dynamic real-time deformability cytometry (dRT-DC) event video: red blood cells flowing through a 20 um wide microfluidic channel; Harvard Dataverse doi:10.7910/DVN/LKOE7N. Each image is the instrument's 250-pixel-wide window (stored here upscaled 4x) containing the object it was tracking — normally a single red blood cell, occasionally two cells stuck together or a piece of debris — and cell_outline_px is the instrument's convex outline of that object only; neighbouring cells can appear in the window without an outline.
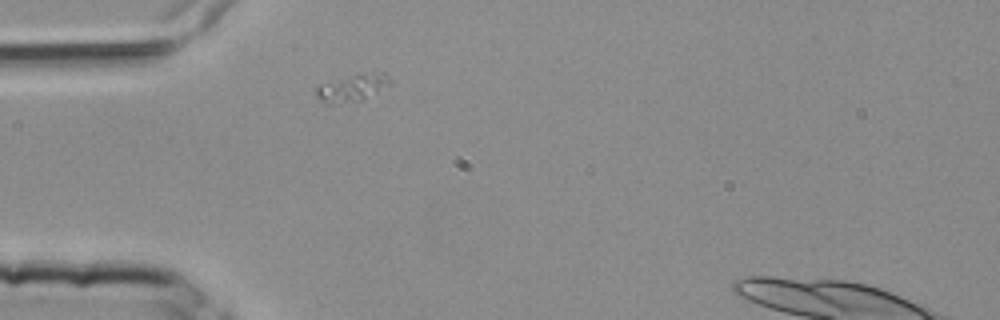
{"species": "common noctule bat (a hibernating species)", "species_latin": "Nyctalus noctula", "temperature_condition": "room temperature", "stored_images_in_passage": 2, "camera_frame_rate_fps": 3000, "um_per_image_px": 0.085, "animal": {"sex": "female", "body_mass_g": 25.1}, "frame": {"image": 1, "passage_image": 1, "time_ms": 0.0, "image_size_px": [1000, 320], "cell_outline_px": [[392, 84], [364, 100], [328, 104], [320, 100], [316, 96], [316, 88], [320, 84], [364, 72], [384, 72], [392, 80]], "centroid_in_image_um": [30.01, 7.45], "position_along_channel_um": 55.0, "area_um2": 11.79}}